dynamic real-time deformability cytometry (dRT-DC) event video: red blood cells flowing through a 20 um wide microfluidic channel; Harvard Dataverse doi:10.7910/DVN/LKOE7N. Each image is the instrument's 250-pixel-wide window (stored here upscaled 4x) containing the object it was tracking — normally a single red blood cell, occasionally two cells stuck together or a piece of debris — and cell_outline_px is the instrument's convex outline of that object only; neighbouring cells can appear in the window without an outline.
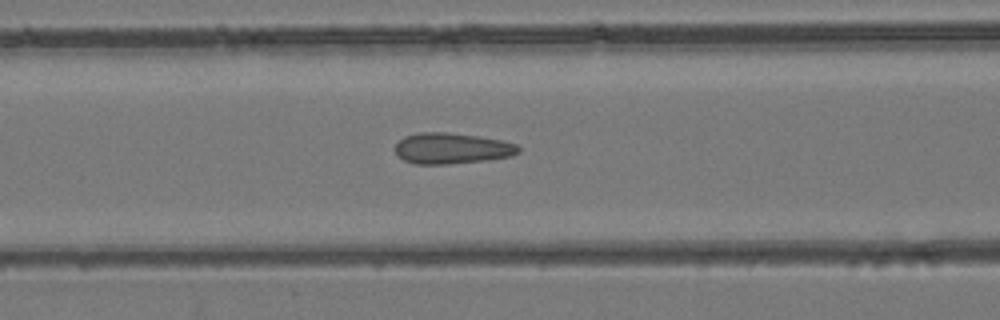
{"species": "common noctule bat (a hibernating species)", "species_latin": "Nyctalus noctula", "temperature_condition": "room temperature", "stored_images_in_passage": 59, "camera_frame_rate_fps": 3000, "um_per_image_px": 0.085, "animal": {"sex": "female", "body_mass_g": 24.6, "forearm_length_mm": 56.2}, "frame": {"image": 1, "passage_image": 31, "time_ms": 10.0, "image_size_px": [1000, 320], "cell_outline_px": [[520, 152], [512, 156], [488, 160], [448, 164], [416, 164], [404, 160], [396, 152], [396, 144], [404, 136], [420, 132], [444, 132], [480, 136], [500, 140], [516, 144], [520, 148]], "centroid_in_image_um": [38.43, 12.61], "position_along_channel_um": 128.2, "area_um2": 22.2}}
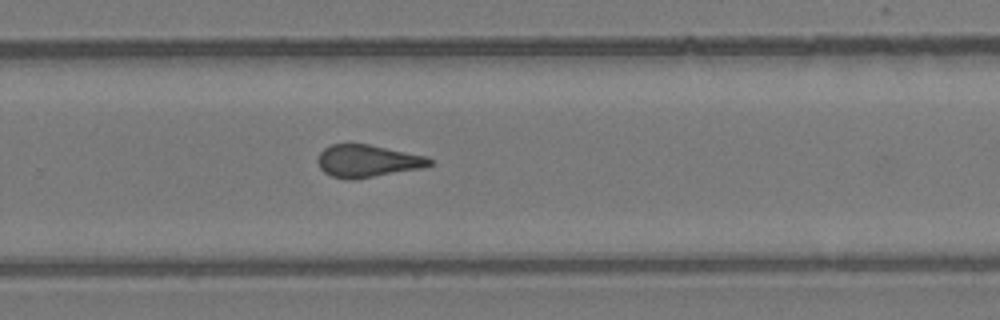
{"frame": {"image": 2, "passage_image": 43, "time_ms": 14.0, "image_size_px": [1000, 320], "cell_outline_px": [[432, 164], [424, 168], [356, 180], [348, 180], [332, 176], [324, 172], [320, 168], [316, 160], [320, 152], [324, 148], [332, 144], [368, 144], [428, 156], [432, 160]], "centroid_in_image_um": [31.25, 13.7], "position_along_channel_um": 298.5, "area_um2": 21.44}}
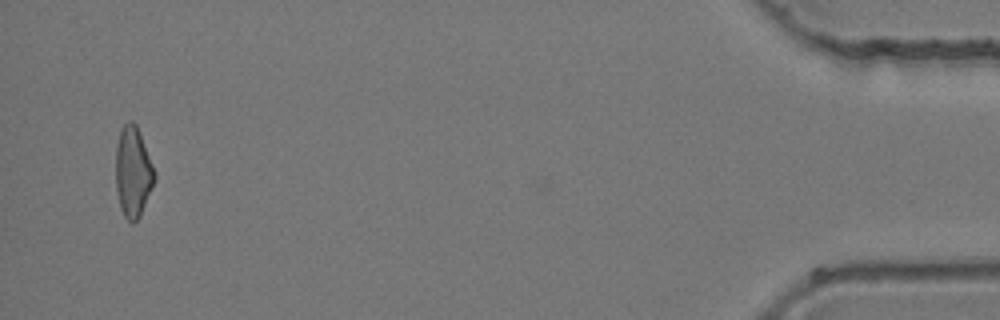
{"frame": {"image": 3, "passage_image": 58, "time_ms": 19.0, "image_size_px": [1000, 320], "cell_outline_px": [[156, 180], [140, 216], [132, 224], [124, 216], [120, 208], [116, 188], [116, 144], [120, 128], [128, 120], [132, 120], [136, 124], [152, 164], [156, 176]], "centroid_in_image_um": [11.3, 14.61], "position_along_channel_um": 423.9, "area_um2": 20.52}}